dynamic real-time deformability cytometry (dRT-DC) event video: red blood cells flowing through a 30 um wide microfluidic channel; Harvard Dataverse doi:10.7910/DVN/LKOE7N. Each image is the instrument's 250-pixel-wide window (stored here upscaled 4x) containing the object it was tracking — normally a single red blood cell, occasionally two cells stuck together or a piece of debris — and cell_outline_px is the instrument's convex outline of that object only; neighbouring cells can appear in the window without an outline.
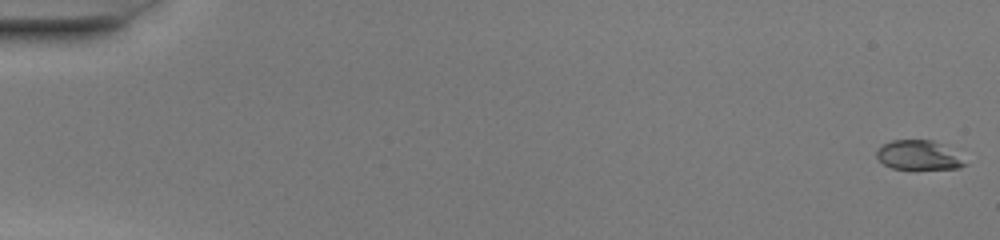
{"species": "common noctule bat (a hibernating species)", "species_latin": "Nyctalus noctula", "temperature_condition": "warm", "stored_images_in_passage": 51, "camera_frame_rate_fps": 3000, "um_per_image_px": 0.085, "animal": {"sex": "female", "body_mass_g": 20.0, "forearm_length_mm": 54.0}, "frame": {"image": 1, "passage_image": 1, "time_ms": 0.0, "image_size_px": [1000, 240], "cell_outline_px": [[968, 164], [960, 168], [892, 168], [884, 164], [876, 156], [876, 152], [884, 144], [892, 140], [932, 140], [940, 144]], "centroid_in_image_um": [78.02, 13.19], "position_along_channel_um": 7.0, "area_um2": 14.39}}
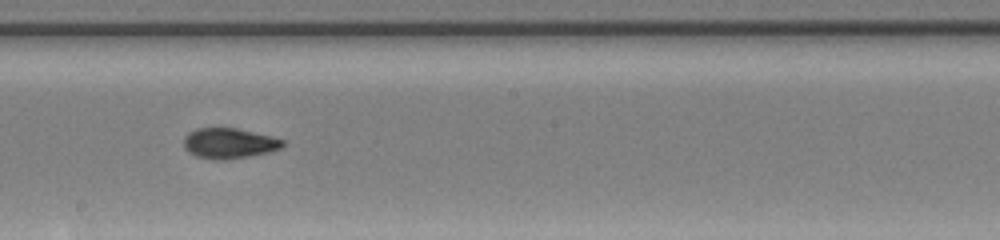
{"frame": {"image": 2, "passage_image": 30, "time_ms": 9.667, "image_size_px": [1000, 240], "cell_outline_px": [[284, 144], [280, 148], [268, 152], [248, 156], [224, 160], [216, 160], [196, 156], [188, 152], [184, 148], [184, 136], [188, 132], [196, 128], [236, 128], [272, 136], [284, 140]], "centroid_in_image_um": [19.44, 12.17], "position_along_channel_um": 228.8, "area_um2": 17.51}}
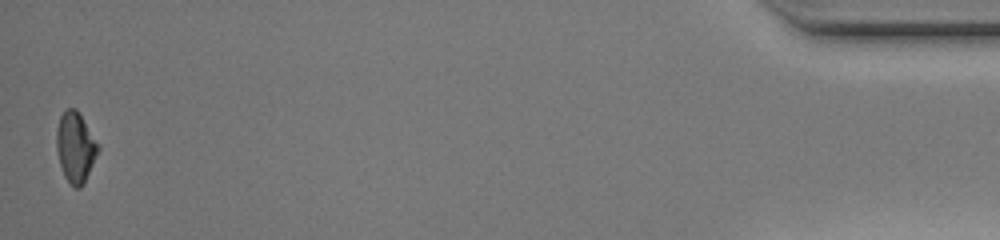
{"frame": {"image": 3, "passage_image": 51, "time_ms": 16.667, "image_size_px": [1000, 240], "cell_outline_px": [[100, 148], [84, 184], [80, 188], [72, 188], [64, 176], [60, 164], [56, 148], [56, 128], [60, 116], [64, 108], [76, 108], [100, 144]], "centroid_in_image_um": [6.42, 12.51], "position_along_channel_um": 428.8, "area_um2": 17.4}, "authors_computed_cell_mechanics": {"area_um2": 17.1088, "velocity_mm_per_s": 4.1104, "shape_relaxation_time_tau1_ms": null, "shape_relaxation_time_tau2_ms": 1.3193, "deformation_change_tau1": null, "deformation_change_tau2": 0.0581}}